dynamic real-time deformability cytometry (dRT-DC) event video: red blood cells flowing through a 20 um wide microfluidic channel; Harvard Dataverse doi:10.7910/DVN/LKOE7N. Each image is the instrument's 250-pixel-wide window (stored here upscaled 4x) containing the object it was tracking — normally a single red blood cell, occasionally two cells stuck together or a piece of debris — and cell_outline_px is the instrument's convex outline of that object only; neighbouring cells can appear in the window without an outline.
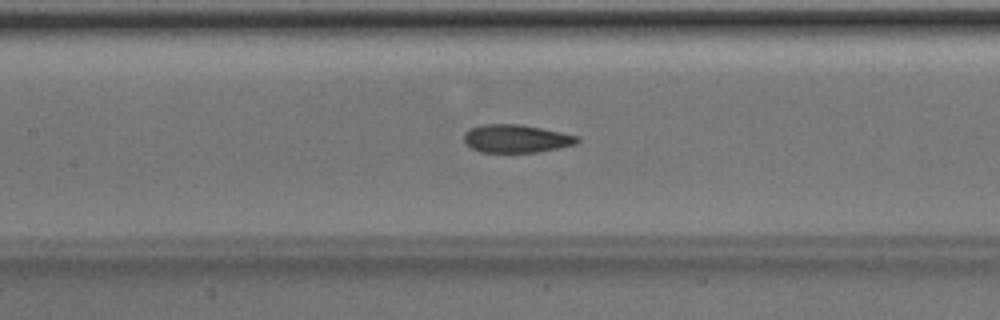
{"species": "Egyptian fruit bat (a non-hibernating species)", "species_latin": "Rousettus aegyptiacus", "temperature_condition": "room temperature", "stored_images_in_passage": 42, "camera_frame_rate_fps": 3000, "um_per_image_px": 0.085, "animal": {"sex": "male"}, "frame": {"image": 1, "passage_image": 15, "time_ms": 4.667, "image_size_px": [1000, 320], "cell_outline_px": [[580, 140], [576, 144], [536, 152], [480, 152], [464, 144], [464, 132], [472, 128], [484, 124], [520, 124], [560, 132], [576, 136]], "centroid_in_image_um": [43.83, 11.78], "position_along_channel_um": 163.6, "area_um2": 18.32}}
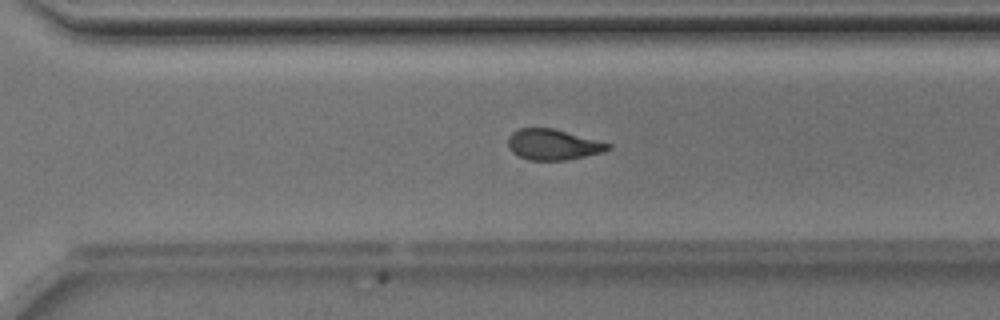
{"frame": {"image": 2, "passage_image": 27, "time_ms": 8.667, "image_size_px": [1000, 320], "cell_outline_px": [[612, 148], [604, 152], [568, 160], [528, 160], [516, 156], [508, 148], [508, 136], [512, 132], [520, 128], [552, 128], [612, 144]], "centroid_in_image_um": [46.99, 12.3], "position_along_channel_um": 323.6, "area_um2": 18.03}}
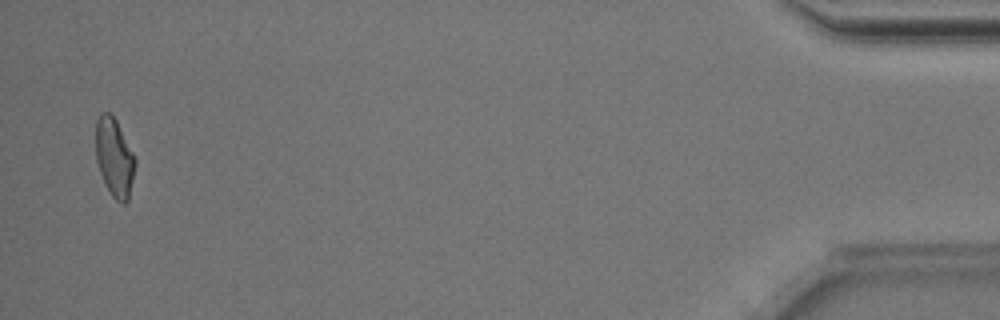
{"frame": {"image": 3, "passage_image": 41, "time_ms": 13.333, "image_size_px": [1000, 320], "cell_outline_px": [[136, 164], [128, 200], [124, 204], [116, 200], [112, 196], [100, 172], [96, 160], [96, 120], [104, 112], [108, 112], [116, 120], [136, 160]], "centroid_in_image_um": [9.72, 13.4], "position_along_channel_um": 425.5, "area_um2": 17.63}, "authors_computed_cell_mechanics": {"area_um2": 18.6983, "velocity_mm_per_s": 4.0192, "shape_relaxation_time_tau1_ms": 3.5812, "shape_relaxation_time_tau2_ms": 1.6023, "deformation_change_tau1": 0.1109, "deformation_change_tau2": 0.075}}